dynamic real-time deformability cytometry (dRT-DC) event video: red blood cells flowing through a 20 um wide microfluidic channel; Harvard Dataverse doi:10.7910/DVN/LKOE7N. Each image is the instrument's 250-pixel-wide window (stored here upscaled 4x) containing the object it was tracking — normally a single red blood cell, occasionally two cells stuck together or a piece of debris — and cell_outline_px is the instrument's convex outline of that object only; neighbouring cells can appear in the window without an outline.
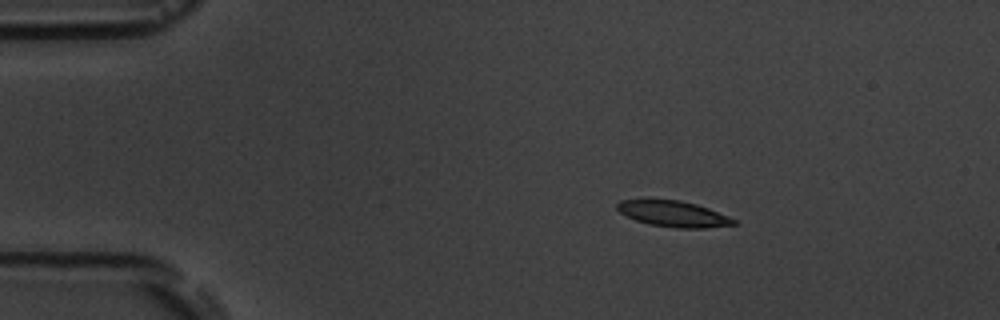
{"species": "common noctule bat (a hibernating species)", "species_latin": "Nyctalus noctula", "temperature_condition": "room temperature", "stored_images_in_passage": 4, "camera_frame_rate_fps": 3000, "um_per_image_px": 0.085, "animal": {"sex": "male", "body_mass_g": 19.5, "forearm_length_mm": 54.6}, "frame": {"image": 1, "passage_image": 2, "time_ms": 1.333, "image_size_px": [1000, 320], "cell_outline_px": [[736, 224], [708, 228], [676, 228], [648, 224], [636, 220], [620, 212], [616, 208], [616, 204], [620, 200], [680, 200], [696, 204], [708, 208], [728, 216], [736, 220]], "centroid_in_image_um": [57.25, 18.18], "position_along_channel_um": 27.8, "area_um2": 17.46}}